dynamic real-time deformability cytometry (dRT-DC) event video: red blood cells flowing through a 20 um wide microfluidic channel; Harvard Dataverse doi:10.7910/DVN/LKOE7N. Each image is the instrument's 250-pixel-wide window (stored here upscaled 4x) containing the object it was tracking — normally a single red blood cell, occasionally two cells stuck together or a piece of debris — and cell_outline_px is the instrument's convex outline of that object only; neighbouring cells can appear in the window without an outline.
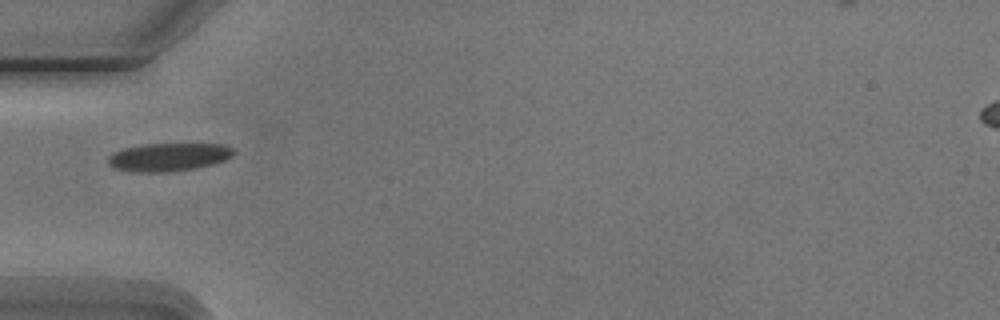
{"species": "Egyptian fruit bat (a non-hibernating species)", "species_latin": "Rousettus aegyptiacus", "temperature_condition": "cold", "stored_images_in_passage": 4, "camera_frame_rate_fps": 3000, "um_per_image_px": 0.085, "animal": {"sex": "male"}, "frame": {"image": 1, "passage_image": 2, "time_ms": 1.333, "image_size_px": [1000, 320], "cell_outline_px": [[236, 152], [232, 156], [224, 160], [212, 164], [196, 168], [168, 172], [132, 172], [112, 168], [108, 164], [108, 156], [112, 152], [124, 148], [144, 144], [224, 144], [236, 148]], "centroid_in_image_um": [14.32, 13.35], "position_along_channel_um": 70.7, "area_um2": 20.87}}
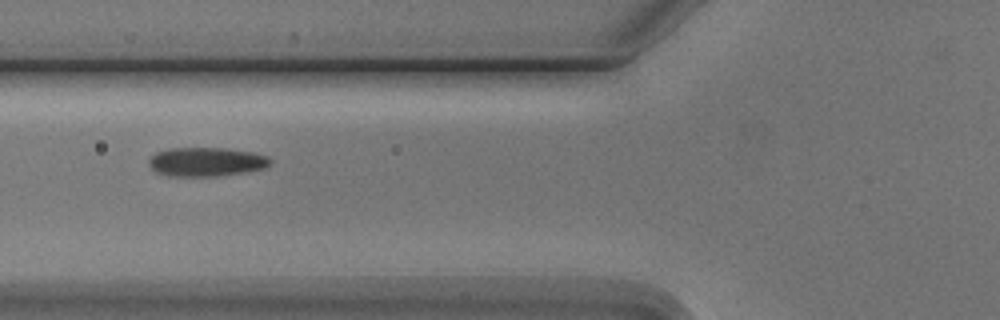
{"frame": {"image": 2, "passage_image": 3, "time_ms": 2.333, "image_size_px": [1000, 320], "cell_outline_px": [[272, 160], [264, 168], [244, 172], [216, 176], [168, 176], [156, 172], [148, 164], [148, 160], [156, 152], [168, 148], [224, 148], [256, 152], [268, 156]], "centroid_in_image_um": [17.52, 13.75], "position_along_channel_um": 108.3, "area_um2": 20.58}}
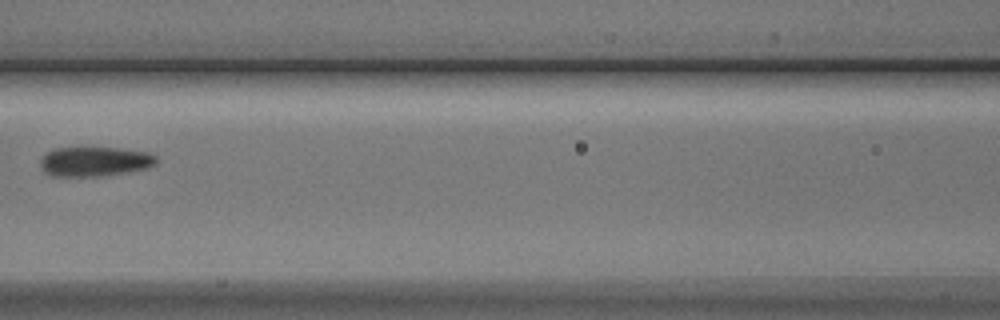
{"frame": {"image": 3, "passage_image": 4, "time_ms": 3.667, "image_size_px": [1000, 320], "cell_outline_px": [[156, 164], [148, 168], [128, 172], [96, 176], [52, 176], [44, 172], [40, 168], [40, 156], [56, 148], [120, 148], [148, 152], [156, 156]], "centroid_in_image_um": [8.03, 13.73], "position_along_channel_um": 158.6, "area_um2": 20.06}}